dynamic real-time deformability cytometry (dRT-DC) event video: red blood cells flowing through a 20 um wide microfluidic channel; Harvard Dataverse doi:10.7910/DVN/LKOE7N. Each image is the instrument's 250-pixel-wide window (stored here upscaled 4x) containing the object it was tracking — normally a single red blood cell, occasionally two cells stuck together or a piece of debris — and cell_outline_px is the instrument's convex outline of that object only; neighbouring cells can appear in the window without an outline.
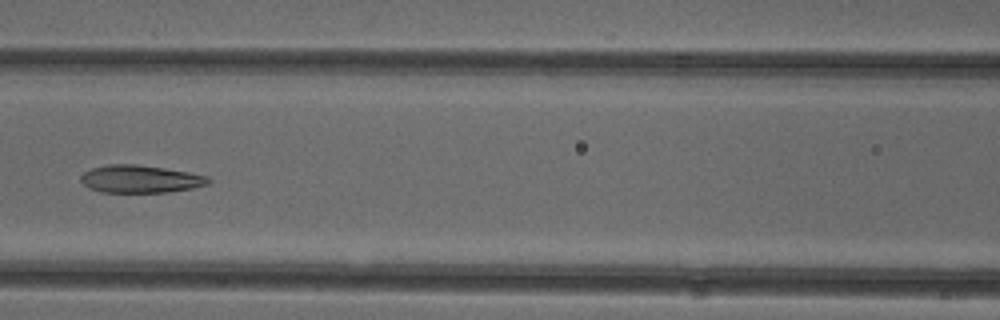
{"species": "common noctule bat (a hibernating species)", "species_latin": "Nyctalus noctula", "temperature_condition": "cold", "stored_images_in_passage": 6, "camera_frame_rate_fps": 3000, "um_per_image_px": 0.085, "animal": {"sex": "female"}, "frame": {"image": 1, "passage_image": 6, "time_ms": 1.667, "image_size_px": [1000, 320], "cell_outline_px": [[212, 180], [208, 184], [192, 188], [168, 192], [100, 192], [88, 188], [80, 180], [80, 176], [84, 172], [92, 168], [108, 164], [136, 164], [164, 168], [188, 172], [208, 176]], "centroid_in_image_um": [11.92, 15.21], "position_along_channel_um": 154.7, "area_um2": 20.58}}